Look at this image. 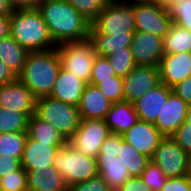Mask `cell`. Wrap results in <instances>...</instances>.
<instances>
[{"label":"cell","instance_id":"obj_1","mask_svg":"<svg viewBox=\"0 0 191 191\" xmlns=\"http://www.w3.org/2000/svg\"><path fill=\"white\" fill-rule=\"evenodd\" d=\"M150 158L110 133L96 157L97 173L111 189H119L130 177H141Z\"/></svg>","mask_w":191,"mask_h":191},{"label":"cell","instance_id":"obj_2","mask_svg":"<svg viewBox=\"0 0 191 191\" xmlns=\"http://www.w3.org/2000/svg\"><path fill=\"white\" fill-rule=\"evenodd\" d=\"M37 10L56 45L89 39L91 23L66 0H42Z\"/></svg>","mask_w":191,"mask_h":191},{"label":"cell","instance_id":"obj_3","mask_svg":"<svg viewBox=\"0 0 191 191\" xmlns=\"http://www.w3.org/2000/svg\"><path fill=\"white\" fill-rule=\"evenodd\" d=\"M61 68L56 48L29 52L17 78L37 99L50 96Z\"/></svg>","mask_w":191,"mask_h":191},{"label":"cell","instance_id":"obj_4","mask_svg":"<svg viewBox=\"0 0 191 191\" xmlns=\"http://www.w3.org/2000/svg\"><path fill=\"white\" fill-rule=\"evenodd\" d=\"M9 34L28 52L57 46L37 8L14 9L9 16Z\"/></svg>","mask_w":191,"mask_h":191},{"label":"cell","instance_id":"obj_5","mask_svg":"<svg viewBox=\"0 0 191 191\" xmlns=\"http://www.w3.org/2000/svg\"><path fill=\"white\" fill-rule=\"evenodd\" d=\"M54 167L64 179L67 187L85 182L98 175L96 158L79 153L68 142L57 150Z\"/></svg>","mask_w":191,"mask_h":191},{"label":"cell","instance_id":"obj_6","mask_svg":"<svg viewBox=\"0 0 191 191\" xmlns=\"http://www.w3.org/2000/svg\"><path fill=\"white\" fill-rule=\"evenodd\" d=\"M89 31L102 34H134L133 0H111L91 22Z\"/></svg>","mask_w":191,"mask_h":191},{"label":"cell","instance_id":"obj_7","mask_svg":"<svg viewBox=\"0 0 191 191\" xmlns=\"http://www.w3.org/2000/svg\"><path fill=\"white\" fill-rule=\"evenodd\" d=\"M35 114L55 127L66 140L75 133L81 120L78 106L64 103L50 96L36 99Z\"/></svg>","mask_w":191,"mask_h":191},{"label":"cell","instance_id":"obj_8","mask_svg":"<svg viewBox=\"0 0 191 191\" xmlns=\"http://www.w3.org/2000/svg\"><path fill=\"white\" fill-rule=\"evenodd\" d=\"M61 68L70 74L89 83L92 65L97 55L92 42L84 41L65 42L56 46Z\"/></svg>","mask_w":191,"mask_h":191},{"label":"cell","instance_id":"obj_9","mask_svg":"<svg viewBox=\"0 0 191 191\" xmlns=\"http://www.w3.org/2000/svg\"><path fill=\"white\" fill-rule=\"evenodd\" d=\"M135 32H148L162 39L168 34L172 20L169 11L156 0H133Z\"/></svg>","mask_w":191,"mask_h":191},{"label":"cell","instance_id":"obj_10","mask_svg":"<svg viewBox=\"0 0 191 191\" xmlns=\"http://www.w3.org/2000/svg\"><path fill=\"white\" fill-rule=\"evenodd\" d=\"M105 120L83 119L67 140L79 153L96 158L105 139L110 135Z\"/></svg>","mask_w":191,"mask_h":191},{"label":"cell","instance_id":"obj_11","mask_svg":"<svg viewBox=\"0 0 191 191\" xmlns=\"http://www.w3.org/2000/svg\"><path fill=\"white\" fill-rule=\"evenodd\" d=\"M150 160L161 168L167 178L188 175L189 155L172 136L161 140Z\"/></svg>","mask_w":191,"mask_h":191},{"label":"cell","instance_id":"obj_12","mask_svg":"<svg viewBox=\"0 0 191 191\" xmlns=\"http://www.w3.org/2000/svg\"><path fill=\"white\" fill-rule=\"evenodd\" d=\"M161 84L159 67L151 65H136L123 78L124 101L135 102Z\"/></svg>","mask_w":191,"mask_h":191},{"label":"cell","instance_id":"obj_13","mask_svg":"<svg viewBox=\"0 0 191 191\" xmlns=\"http://www.w3.org/2000/svg\"><path fill=\"white\" fill-rule=\"evenodd\" d=\"M35 101L31 91L18 78L0 85V106L13 112L25 113L29 118L35 113Z\"/></svg>","mask_w":191,"mask_h":191},{"label":"cell","instance_id":"obj_14","mask_svg":"<svg viewBox=\"0 0 191 191\" xmlns=\"http://www.w3.org/2000/svg\"><path fill=\"white\" fill-rule=\"evenodd\" d=\"M123 140L132 145L139 153L149 158L165 137L157 127L146 121L138 120L130 129L122 134Z\"/></svg>","mask_w":191,"mask_h":191},{"label":"cell","instance_id":"obj_15","mask_svg":"<svg viewBox=\"0 0 191 191\" xmlns=\"http://www.w3.org/2000/svg\"><path fill=\"white\" fill-rule=\"evenodd\" d=\"M131 50L136 65L158 66L164 55L163 39L148 32H135Z\"/></svg>","mask_w":191,"mask_h":191},{"label":"cell","instance_id":"obj_16","mask_svg":"<svg viewBox=\"0 0 191 191\" xmlns=\"http://www.w3.org/2000/svg\"><path fill=\"white\" fill-rule=\"evenodd\" d=\"M158 67L161 83L172 89L191 75V52L164 54Z\"/></svg>","mask_w":191,"mask_h":191},{"label":"cell","instance_id":"obj_17","mask_svg":"<svg viewBox=\"0 0 191 191\" xmlns=\"http://www.w3.org/2000/svg\"><path fill=\"white\" fill-rule=\"evenodd\" d=\"M188 108L189 105L172 92L154 125L165 137L172 136L186 121Z\"/></svg>","mask_w":191,"mask_h":191},{"label":"cell","instance_id":"obj_18","mask_svg":"<svg viewBox=\"0 0 191 191\" xmlns=\"http://www.w3.org/2000/svg\"><path fill=\"white\" fill-rule=\"evenodd\" d=\"M65 144H44L30 138L26 139L21 159L22 167L26 170L43 169L54 166L57 150Z\"/></svg>","mask_w":191,"mask_h":191},{"label":"cell","instance_id":"obj_19","mask_svg":"<svg viewBox=\"0 0 191 191\" xmlns=\"http://www.w3.org/2000/svg\"><path fill=\"white\" fill-rule=\"evenodd\" d=\"M172 92L170 87L161 83L133 102L139 120L155 124Z\"/></svg>","mask_w":191,"mask_h":191},{"label":"cell","instance_id":"obj_20","mask_svg":"<svg viewBox=\"0 0 191 191\" xmlns=\"http://www.w3.org/2000/svg\"><path fill=\"white\" fill-rule=\"evenodd\" d=\"M109 99L94 85L86 84L78 105L80 119L104 120L111 107Z\"/></svg>","mask_w":191,"mask_h":191},{"label":"cell","instance_id":"obj_21","mask_svg":"<svg viewBox=\"0 0 191 191\" xmlns=\"http://www.w3.org/2000/svg\"><path fill=\"white\" fill-rule=\"evenodd\" d=\"M85 86L86 83L83 80L60 68L50 97L78 106Z\"/></svg>","mask_w":191,"mask_h":191},{"label":"cell","instance_id":"obj_22","mask_svg":"<svg viewBox=\"0 0 191 191\" xmlns=\"http://www.w3.org/2000/svg\"><path fill=\"white\" fill-rule=\"evenodd\" d=\"M104 120L111 133L122 135L130 129L139 118L133 103L121 101L111 104L110 110Z\"/></svg>","mask_w":191,"mask_h":191},{"label":"cell","instance_id":"obj_23","mask_svg":"<svg viewBox=\"0 0 191 191\" xmlns=\"http://www.w3.org/2000/svg\"><path fill=\"white\" fill-rule=\"evenodd\" d=\"M27 188L33 191H68V187L54 166L27 171Z\"/></svg>","mask_w":191,"mask_h":191},{"label":"cell","instance_id":"obj_24","mask_svg":"<svg viewBox=\"0 0 191 191\" xmlns=\"http://www.w3.org/2000/svg\"><path fill=\"white\" fill-rule=\"evenodd\" d=\"M134 34H102L99 31H89V40L94 45L99 56L107 57L124 47H131Z\"/></svg>","mask_w":191,"mask_h":191},{"label":"cell","instance_id":"obj_25","mask_svg":"<svg viewBox=\"0 0 191 191\" xmlns=\"http://www.w3.org/2000/svg\"><path fill=\"white\" fill-rule=\"evenodd\" d=\"M28 53L10 34L0 39V60L16 76L22 72Z\"/></svg>","mask_w":191,"mask_h":191},{"label":"cell","instance_id":"obj_26","mask_svg":"<svg viewBox=\"0 0 191 191\" xmlns=\"http://www.w3.org/2000/svg\"><path fill=\"white\" fill-rule=\"evenodd\" d=\"M28 136L44 144H66L65 137L35 113L28 120Z\"/></svg>","mask_w":191,"mask_h":191},{"label":"cell","instance_id":"obj_27","mask_svg":"<svg viewBox=\"0 0 191 191\" xmlns=\"http://www.w3.org/2000/svg\"><path fill=\"white\" fill-rule=\"evenodd\" d=\"M163 43L164 54L191 52V31L172 23L168 34L163 39Z\"/></svg>","mask_w":191,"mask_h":191},{"label":"cell","instance_id":"obj_28","mask_svg":"<svg viewBox=\"0 0 191 191\" xmlns=\"http://www.w3.org/2000/svg\"><path fill=\"white\" fill-rule=\"evenodd\" d=\"M27 131L0 133V155L22 159Z\"/></svg>","mask_w":191,"mask_h":191},{"label":"cell","instance_id":"obj_29","mask_svg":"<svg viewBox=\"0 0 191 191\" xmlns=\"http://www.w3.org/2000/svg\"><path fill=\"white\" fill-rule=\"evenodd\" d=\"M29 117L0 106V133L21 132L28 130Z\"/></svg>","mask_w":191,"mask_h":191},{"label":"cell","instance_id":"obj_30","mask_svg":"<svg viewBox=\"0 0 191 191\" xmlns=\"http://www.w3.org/2000/svg\"><path fill=\"white\" fill-rule=\"evenodd\" d=\"M107 59L113 67L116 76L123 78L136 66L131 47L121 48V50L107 56Z\"/></svg>","mask_w":191,"mask_h":191},{"label":"cell","instance_id":"obj_31","mask_svg":"<svg viewBox=\"0 0 191 191\" xmlns=\"http://www.w3.org/2000/svg\"><path fill=\"white\" fill-rule=\"evenodd\" d=\"M90 23L111 0H66Z\"/></svg>","mask_w":191,"mask_h":191},{"label":"cell","instance_id":"obj_32","mask_svg":"<svg viewBox=\"0 0 191 191\" xmlns=\"http://www.w3.org/2000/svg\"><path fill=\"white\" fill-rule=\"evenodd\" d=\"M115 71L107 57L96 55L93 65L89 84L96 86L101 80H113Z\"/></svg>","mask_w":191,"mask_h":191},{"label":"cell","instance_id":"obj_33","mask_svg":"<svg viewBox=\"0 0 191 191\" xmlns=\"http://www.w3.org/2000/svg\"><path fill=\"white\" fill-rule=\"evenodd\" d=\"M141 178L151 191H160L168 179L161 168L151 160L142 172Z\"/></svg>","mask_w":191,"mask_h":191},{"label":"cell","instance_id":"obj_34","mask_svg":"<svg viewBox=\"0 0 191 191\" xmlns=\"http://www.w3.org/2000/svg\"><path fill=\"white\" fill-rule=\"evenodd\" d=\"M172 23L191 31V0L178 2L169 10Z\"/></svg>","mask_w":191,"mask_h":191},{"label":"cell","instance_id":"obj_35","mask_svg":"<svg viewBox=\"0 0 191 191\" xmlns=\"http://www.w3.org/2000/svg\"><path fill=\"white\" fill-rule=\"evenodd\" d=\"M111 103L124 101L123 77L115 76L113 80H101L96 85Z\"/></svg>","mask_w":191,"mask_h":191},{"label":"cell","instance_id":"obj_36","mask_svg":"<svg viewBox=\"0 0 191 191\" xmlns=\"http://www.w3.org/2000/svg\"><path fill=\"white\" fill-rule=\"evenodd\" d=\"M3 191H22L27 188V171L22 167L0 178Z\"/></svg>","mask_w":191,"mask_h":191},{"label":"cell","instance_id":"obj_37","mask_svg":"<svg viewBox=\"0 0 191 191\" xmlns=\"http://www.w3.org/2000/svg\"><path fill=\"white\" fill-rule=\"evenodd\" d=\"M68 191H111L100 175L68 187Z\"/></svg>","mask_w":191,"mask_h":191},{"label":"cell","instance_id":"obj_38","mask_svg":"<svg viewBox=\"0 0 191 191\" xmlns=\"http://www.w3.org/2000/svg\"><path fill=\"white\" fill-rule=\"evenodd\" d=\"M172 138L191 155V124L185 121L177 131L172 135Z\"/></svg>","mask_w":191,"mask_h":191},{"label":"cell","instance_id":"obj_39","mask_svg":"<svg viewBox=\"0 0 191 191\" xmlns=\"http://www.w3.org/2000/svg\"><path fill=\"white\" fill-rule=\"evenodd\" d=\"M160 191H191V178L188 175L168 178Z\"/></svg>","mask_w":191,"mask_h":191},{"label":"cell","instance_id":"obj_40","mask_svg":"<svg viewBox=\"0 0 191 191\" xmlns=\"http://www.w3.org/2000/svg\"><path fill=\"white\" fill-rule=\"evenodd\" d=\"M22 168L21 160L10 155H0V178Z\"/></svg>","mask_w":191,"mask_h":191},{"label":"cell","instance_id":"obj_41","mask_svg":"<svg viewBox=\"0 0 191 191\" xmlns=\"http://www.w3.org/2000/svg\"><path fill=\"white\" fill-rule=\"evenodd\" d=\"M173 93L179 96L189 106L191 105V75L172 88Z\"/></svg>","mask_w":191,"mask_h":191},{"label":"cell","instance_id":"obj_42","mask_svg":"<svg viewBox=\"0 0 191 191\" xmlns=\"http://www.w3.org/2000/svg\"><path fill=\"white\" fill-rule=\"evenodd\" d=\"M120 191H151L141 177H130L120 188Z\"/></svg>","mask_w":191,"mask_h":191},{"label":"cell","instance_id":"obj_43","mask_svg":"<svg viewBox=\"0 0 191 191\" xmlns=\"http://www.w3.org/2000/svg\"><path fill=\"white\" fill-rule=\"evenodd\" d=\"M17 76L0 60V85L13 82Z\"/></svg>","mask_w":191,"mask_h":191},{"label":"cell","instance_id":"obj_44","mask_svg":"<svg viewBox=\"0 0 191 191\" xmlns=\"http://www.w3.org/2000/svg\"><path fill=\"white\" fill-rule=\"evenodd\" d=\"M42 0H9L14 9L37 8Z\"/></svg>","mask_w":191,"mask_h":191},{"label":"cell","instance_id":"obj_45","mask_svg":"<svg viewBox=\"0 0 191 191\" xmlns=\"http://www.w3.org/2000/svg\"><path fill=\"white\" fill-rule=\"evenodd\" d=\"M9 34V16L0 15V39Z\"/></svg>","mask_w":191,"mask_h":191},{"label":"cell","instance_id":"obj_46","mask_svg":"<svg viewBox=\"0 0 191 191\" xmlns=\"http://www.w3.org/2000/svg\"><path fill=\"white\" fill-rule=\"evenodd\" d=\"M14 11L9 0H0V15L10 16Z\"/></svg>","mask_w":191,"mask_h":191},{"label":"cell","instance_id":"obj_47","mask_svg":"<svg viewBox=\"0 0 191 191\" xmlns=\"http://www.w3.org/2000/svg\"><path fill=\"white\" fill-rule=\"evenodd\" d=\"M159 5H161L164 9L170 10L173 6H175L178 2L183 0H156Z\"/></svg>","mask_w":191,"mask_h":191},{"label":"cell","instance_id":"obj_48","mask_svg":"<svg viewBox=\"0 0 191 191\" xmlns=\"http://www.w3.org/2000/svg\"><path fill=\"white\" fill-rule=\"evenodd\" d=\"M186 121L191 124V105L188 108V113L186 116Z\"/></svg>","mask_w":191,"mask_h":191},{"label":"cell","instance_id":"obj_49","mask_svg":"<svg viewBox=\"0 0 191 191\" xmlns=\"http://www.w3.org/2000/svg\"><path fill=\"white\" fill-rule=\"evenodd\" d=\"M188 176L191 178V155H189Z\"/></svg>","mask_w":191,"mask_h":191},{"label":"cell","instance_id":"obj_50","mask_svg":"<svg viewBox=\"0 0 191 191\" xmlns=\"http://www.w3.org/2000/svg\"><path fill=\"white\" fill-rule=\"evenodd\" d=\"M22 191H33L32 189H29V188H26V189H24V190H22Z\"/></svg>","mask_w":191,"mask_h":191},{"label":"cell","instance_id":"obj_51","mask_svg":"<svg viewBox=\"0 0 191 191\" xmlns=\"http://www.w3.org/2000/svg\"><path fill=\"white\" fill-rule=\"evenodd\" d=\"M111 191H120L119 189H111Z\"/></svg>","mask_w":191,"mask_h":191}]
</instances>
